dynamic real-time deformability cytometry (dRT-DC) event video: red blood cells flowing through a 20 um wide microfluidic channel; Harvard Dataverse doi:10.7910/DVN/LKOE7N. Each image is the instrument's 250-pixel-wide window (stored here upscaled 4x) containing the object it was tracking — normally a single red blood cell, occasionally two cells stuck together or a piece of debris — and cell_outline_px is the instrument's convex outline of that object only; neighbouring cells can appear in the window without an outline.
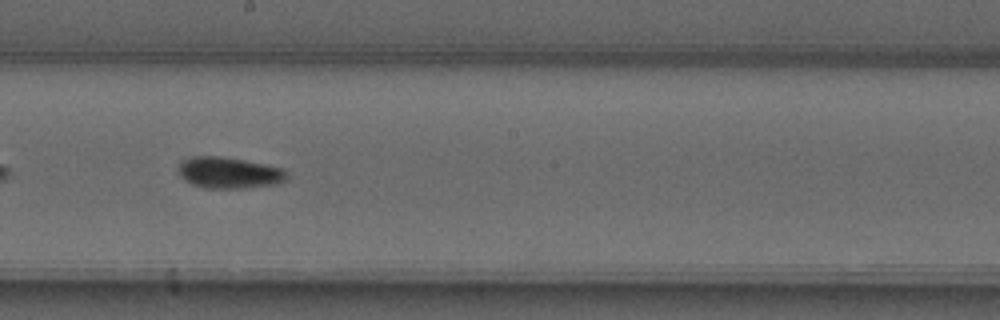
{"species": "common noctule bat (a hibernating species)", "species_latin": "Nyctalus noctula", "temperature_condition": "warm", "stored_images_in_passage": 35, "camera_frame_rate_fps": 3000, "um_per_image_px": 0.085, "animal": {"sex": "male", "forearm_length_mm": 52.5}, "frame": {"image": 1, "passage_image": 16, "time_ms": 5.0, "image_size_px": [1000, 320], "cell_outline_px": [[288, 180], [276, 184], [240, 188], [204, 188], [192, 184], [184, 180], [180, 176], [180, 160], [192, 156], [220, 156], [244, 160], [284, 168], [288, 176]], "centroid_in_image_um": [19.48, 14.68], "position_along_channel_um": 228.7, "area_um2": 19.83}}
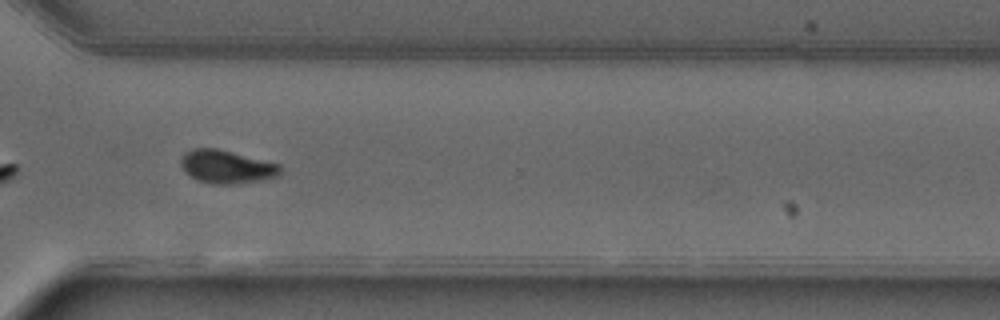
{"frame": {"image": 2, "passage_image": 25, "time_ms": 8.0, "image_size_px": [1000, 320], "cell_outline_px": [[280, 176], [268, 180], [240, 184], [212, 184], [196, 180], [188, 176], [184, 172], [180, 164], [180, 160], [184, 152], [192, 148], [216, 148], [280, 164]], "centroid_in_image_um": [19.25, 14.2], "position_along_channel_um": 351.4, "area_um2": 19.71}, "authors_computed_cell_mechanics": {"area_um2": 19.0162, "velocity_mm_per_s": 4.0844, "shape_relaxation_time_tau1_ms": null, "shape_relaxation_time_tau2_ms": 4.4554, "deformation_change_tau1": null, "deformation_change_tau2": 0.0804}}